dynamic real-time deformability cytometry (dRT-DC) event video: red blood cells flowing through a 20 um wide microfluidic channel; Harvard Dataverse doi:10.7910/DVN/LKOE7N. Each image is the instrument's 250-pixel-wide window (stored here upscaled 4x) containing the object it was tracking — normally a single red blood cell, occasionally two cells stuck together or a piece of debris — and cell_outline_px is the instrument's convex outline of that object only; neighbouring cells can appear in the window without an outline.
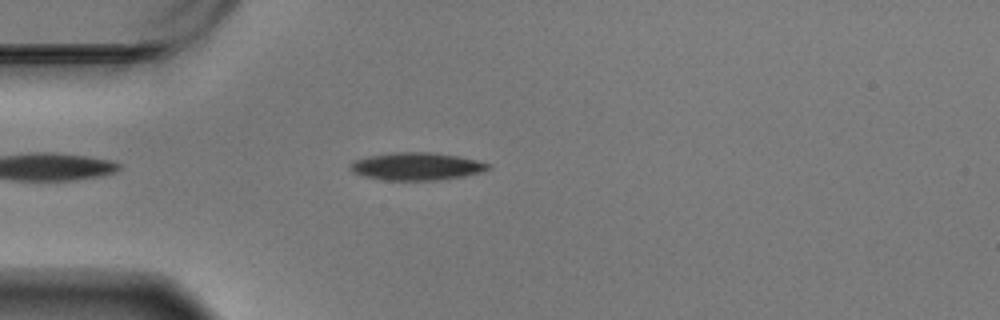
{"species": "Egyptian fruit bat (a non-hibernating species)", "species_latin": "Rousettus aegyptiacus", "temperature_condition": "warm", "stored_images_in_passage": 41, "camera_frame_rate_fps": 3000, "um_per_image_px": 0.085, "animal": {"sex": "male"}, "frame": {"image": 1, "passage_image": 2, "time_ms": 0.333, "image_size_px": [1000, 320], "cell_outline_px": [[488, 168], [480, 172], [464, 176], [440, 180], [384, 180], [364, 176], [352, 172], [348, 168], [348, 164], [352, 160], [368, 156], [396, 152], [428, 152], [456, 156], [476, 160], [488, 164]], "centroid_in_image_um": [35.31, 14.14], "position_along_channel_um": 49.7, "area_um2": 22.08}}
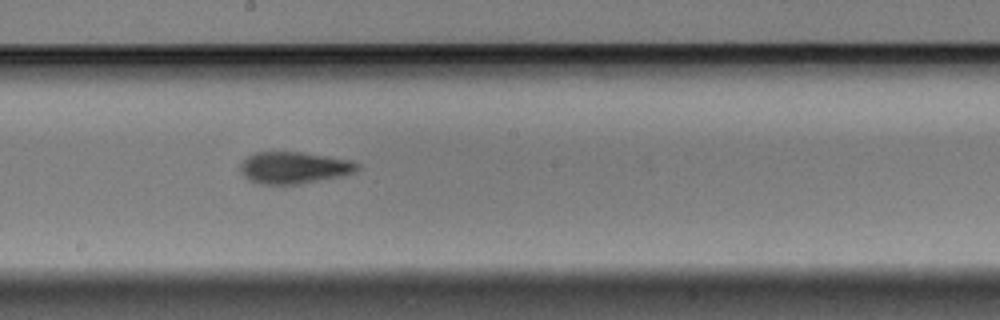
{"frame": {"image": 2, "passage_image": 18, "time_ms": 5.667, "image_size_px": [1000, 320], "cell_outline_px": [[360, 168], [356, 172], [340, 176], [300, 184], [260, 184], [248, 180], [240, 172], [240, 164], [248, 156], [256, 152], [300, 152], [352, 160], [360, 164]], "centroid_in_image_um": [25.0, 14.26], "position_along_channel_um": 223.2, "area_um2": 21.73}}
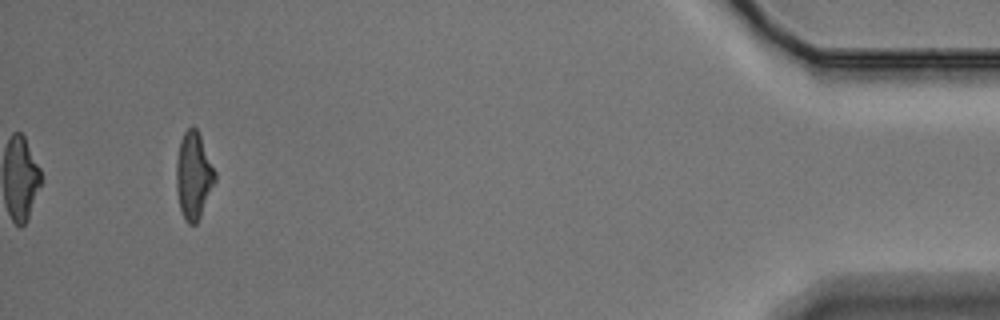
{"frame": {"image": 3, "passage_image": 41, "time_ms": 13.333, "image_size_px": [1000, 320], "cell_outline_px": [[216, 180], [200, 216], [196, 224], [188, 224], [184, 220], [180, 208], [176, 188], [176, 160], [180, 140], [184, 132], [192, 124], [196, 128], [200, 136], [216, 172]], "centroid_in_image_um": [16.44, 14.91], "position_along_channel_um": 418.8, "area_um2": 19.59}, "authors_computed_cell_mechanics": {"area_um2": 21.4438, "velocity_mm_per_s": 3.481, "shape_relaxation_time_tau1_ms": 4.3717, "shape_relaxation_time_tau2_ms": 3.1118, "deformation_change_tau1": 0.1819, "deformation_change_tau2": 0.1126}}